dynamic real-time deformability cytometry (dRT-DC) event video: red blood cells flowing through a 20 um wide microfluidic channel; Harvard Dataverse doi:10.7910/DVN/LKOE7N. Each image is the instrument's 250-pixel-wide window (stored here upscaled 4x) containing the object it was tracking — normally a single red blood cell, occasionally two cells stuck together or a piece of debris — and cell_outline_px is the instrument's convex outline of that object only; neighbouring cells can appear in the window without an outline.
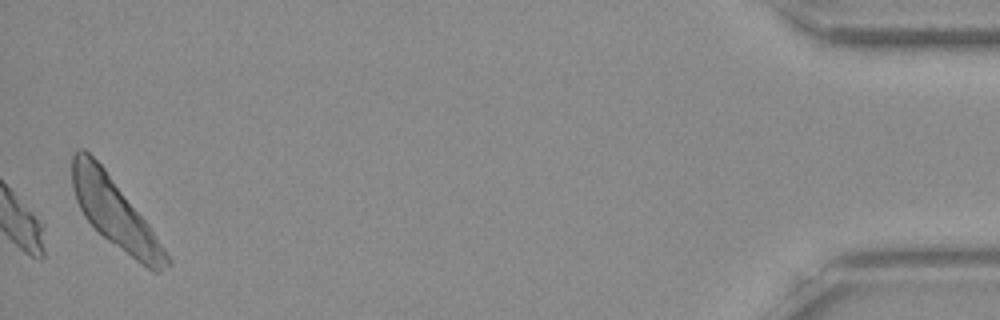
{"species": "Egyptian fruit bat (a non-hibernating species)", "species_latin": "Rousettus aegyptiacus", "temperature_condition": "room temperature", "stored_images_in_passage": 44, "camera_frame_rate_fps": 3000, "um_per_image_px": 0.085, "frame": {"image": 1, "passage_image": 44, "time_ms": 14.333, "image_size_px": [1000, 320], "cell_outline_px": [[172, 264], [160, 272], [152, 272], [140, 264], [108, 240], [84, 216], [76, 200], [72, 188], [72, 156], [76, 148], [84, 148], [104, 168], [148, 224], [172, 260]], "centroid_in_image_um": [9.77, 18.12], "position_along_channel_um": 425.4, "area_um2": 37.57}, "authors_computed_cell_mechanics": {"area_um2": 20.1144, "velocity_mm_per_s": 3.8144, "shape_relaxation_time_tau1_ms": 4.9778, "shape_relaxation_time_tau2_ms": 2.7667, "deformation_change_tau1": 0.1518, "deformation_change_tau2": 0.0757}}